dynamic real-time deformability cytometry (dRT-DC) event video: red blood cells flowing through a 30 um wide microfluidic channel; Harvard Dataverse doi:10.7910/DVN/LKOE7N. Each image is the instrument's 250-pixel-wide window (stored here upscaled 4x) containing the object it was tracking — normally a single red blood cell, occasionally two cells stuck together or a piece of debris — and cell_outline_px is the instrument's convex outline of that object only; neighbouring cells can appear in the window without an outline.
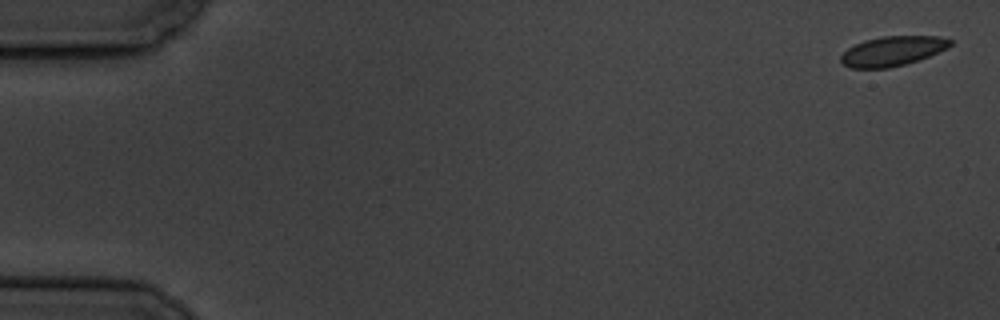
{"species": "common noctule bat (a hibernating species)", "species_latin": "Nyctalus noctula", "temperature_condition": "cold", "stored_images_in_passage": 5, "camera_frame_rate_fps": 3000, "um_per_image_px": 0.085, "animal": {"sex": "male", "body_mass_g": 19.5, "forearm_length_mm": 54.6}, "frame": {"image": 1, "passage_image": 1, "time_ms": 0.0, "image_size_px": [1000, 320], "cell_outline_px": [[952, 44], [948, 48], [928, 56], [904, 64], [888, 68], [848, 68], [840, 60], [840, 56], [848, 48], [864, 40], [884, 36], [940, 36], [952, 40]], "centroid_in_image_um": [75.86, 4.33], "position_along_channel_um": 9.1, "area_um2": 18.79}}
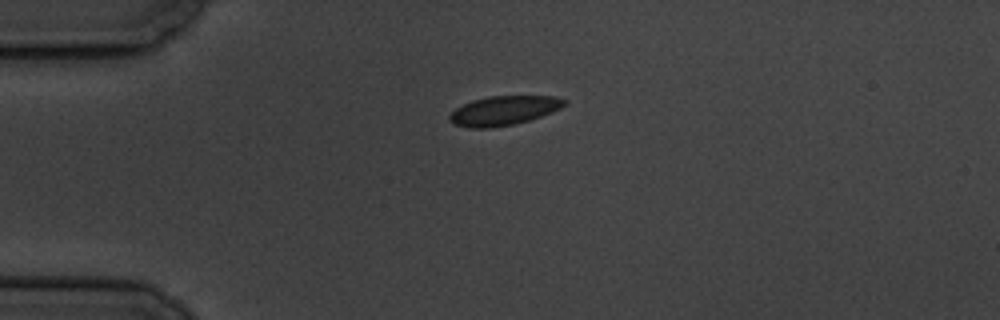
{"frame": {"image": 2, "passage_image": 4, "time_ms": 4.333, "image_size_px": [1000, 320], "cell_outline_px": [[568, 100], [560, 108], [552, 112], [528, 120], [512, 124], [488, 128], [468, 128], [452, 124], [448, 120], [448, 116], [456, 108], [472, 100], [488, 96], [556, 96]], "centroid_in_image_um": [42.78, 9.4], "position_along_channel_um": 42.2, "area_um2": 19.54}}